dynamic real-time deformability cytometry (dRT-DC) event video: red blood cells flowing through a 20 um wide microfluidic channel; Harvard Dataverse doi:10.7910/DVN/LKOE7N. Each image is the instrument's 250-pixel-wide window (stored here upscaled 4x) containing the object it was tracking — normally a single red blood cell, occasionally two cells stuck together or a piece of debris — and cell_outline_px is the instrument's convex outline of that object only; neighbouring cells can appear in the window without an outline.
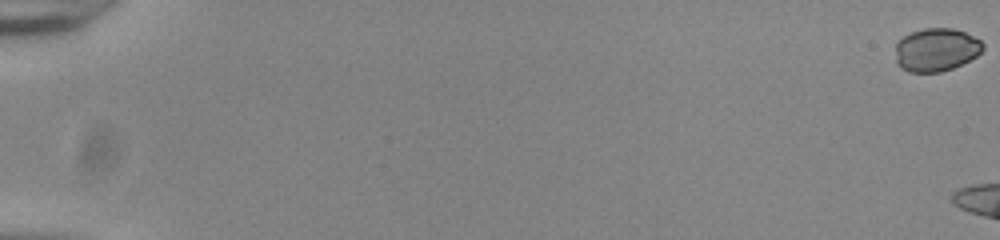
{"species": "common noctule bat (a hibernating species)", "species_latin": "Nyctalus noctula", "temperature_condition": "room temperature", "stored_images_in_passage": 50, "camera_frame_rate_fps": 3000, "um_per_image_px": 0.085, "animal": {"sex": "male", "body_mass_g": 20.0, "forearm_length_mm": 53.3}, "frame": {"image": 1, "passage_image": 1, "time_ms": 0.0, "image_size_px": [1000, 240], "cell_outline_px": [[984, 48], [976, 56], [952, 68], [940, 72], [908, 72], [900, 68], [896, 64], [896, 44], [904, 36], [912, 32], [924, 28], [952, 28], [964, 32], [980, 40], [984, 44]], "centroid_in_image_um": [79.55, 4.23], "position_along_channel_um": 5.4, "area_um2": 21.91}}
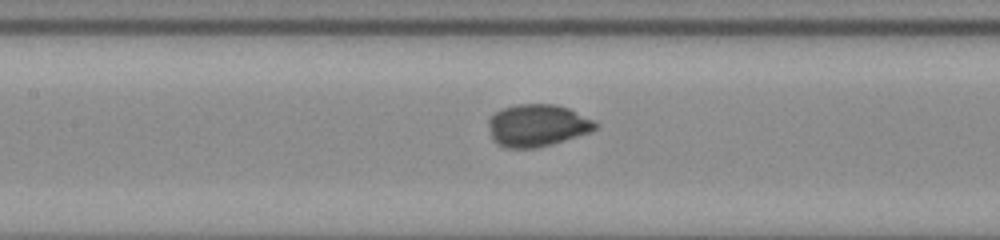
{"frame": {"image": 2, "passage_image": 29, "time_ms": 9.333, "image_size_px": [1000, 240], "cell_outline_px": [[600, 124], [596, 128], [588, 132], [552, 144], [536, 148], [504, 148], [492, 140], [488, 124], [488, 120], [492, 112], [516, 104], [556, 104], [568, 108]], "centroid_in_image_um": [45.61, 10.66], "position_along_channel_um": 161.8, "area_um2": 26.3}}
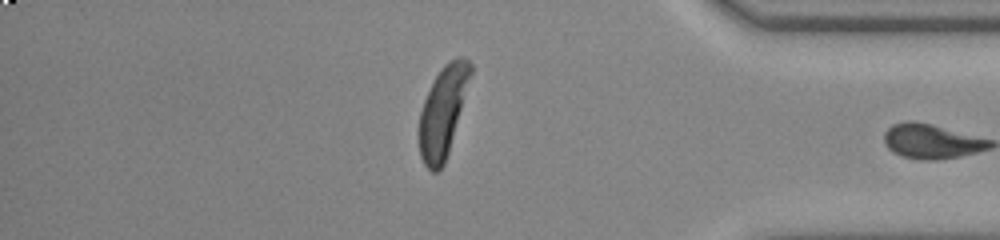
{"frame": {"image": 3, "passage_image": 49, "time_ms": 16.0, "image_size_px": [1000, 240], "cell_outline_px": [[472, 72], [448, 152], [444, 164], [436, 172], [432, 172], [424, 164], [420, 156], [420, 112], [424, 100], [440, 68], [448, 60], [456, 56], [460, 56], [468, 60], [472, 64]], "centroid_in_image_um": [37.65, 9.44], "position_along_channel_um": 397.5, "area_um2": 26.41}}